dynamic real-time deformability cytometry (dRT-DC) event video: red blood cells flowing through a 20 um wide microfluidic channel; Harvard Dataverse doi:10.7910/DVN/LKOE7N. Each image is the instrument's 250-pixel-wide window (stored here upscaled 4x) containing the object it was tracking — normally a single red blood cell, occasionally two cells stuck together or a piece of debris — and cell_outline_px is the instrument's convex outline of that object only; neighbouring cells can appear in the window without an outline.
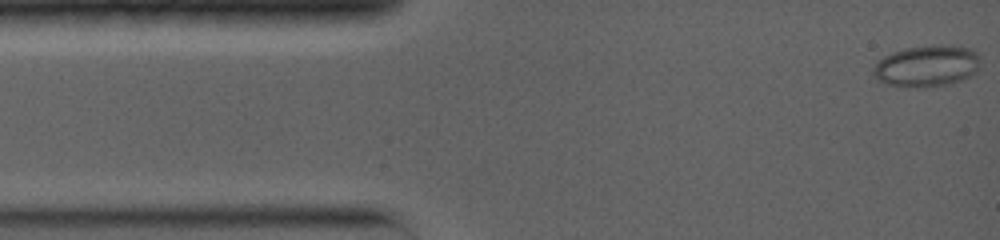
{"species": "common noctule bat (a hibernating species)", "species_latin": "Nyctalus noctula", "temperature_condition": "warm", "stored_images_in_passage": 32, "camera_frame_rate_fps": 5000, "um_per_image_px": 0.085, "animal": {"sex": "female", "body_mass_g": 19.0, "forearm_length_mm": 56.7}, "frame": {"image": 1, "passage_image": 1, "time_ms": 0.0, "image_size_px": [1000, 240], "cell_outline_px": [[980, 60], [976, 72], [972, 76], [948, 84], [920, 88], [904, 88], [888, 84], [880, 80], [872, 72], [872, 68], [884, 56], [892, 52], [904, 48], [932, 44], [944, 44], [972, 48], [980, 56]], "centroid_in_image_um": [78.81, 5.6], "position_along_channel_um": 6.2, "area_um2": 26.3}}
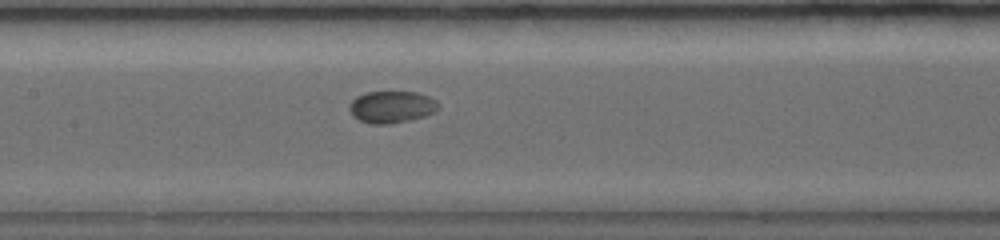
{"frame": {"image": 2, "passage_image": 14, "time_ms": 6.4, "image_size_px": [1000, 240], "cell_outline_px": [[440, 108], [436, 112], [424, 116], [392, 124], [372, 124], [360, 120], [352, 116], [348, 108], [352, 100], [356, 96], [368, 92], [416, 92], [428, 96], [436, 100], [440, 104]], "centroid_in_image_um": [33.3, 9.09], "position_along_channel_um": 174.1, "area_um2": 16.7}}
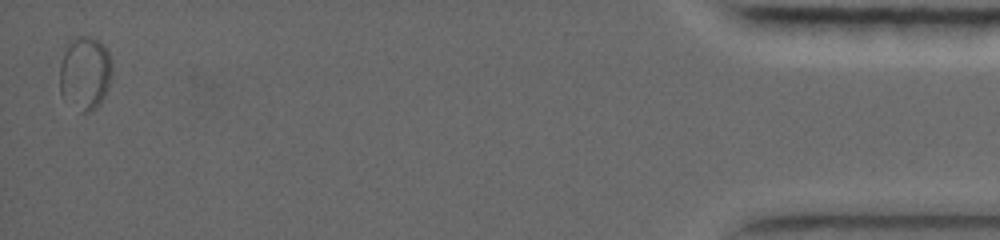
{"frame": {"image": 3, "passage_image": 32, "time_ms": 16.2, "image_size_px": [1000, 240], "cell_outline_px": [[112, 72], [108, 88], [100, 104], [96, 108], [88, 112], [80, 112], [60, 92], [60, 64], [68, 40], [72, 36], [88, 36], [96, 40], [108, 52], [112, 64]], "centroid_in_image_um": [7.22, 6.2], "position_along_channel_um": 428.0, "area_um2": 22.37}, "authors_computed_cell_mechanics": {"area_um2": 17.34, "velocity_mm_per_s": 3.867, "shape_relaxation_time_tau1_ms": 0.6269, "shape_relaxation_time_tau2_ms": null, "deformation_change_tau1": 0.0375, "deformation_change_tau2": null}}